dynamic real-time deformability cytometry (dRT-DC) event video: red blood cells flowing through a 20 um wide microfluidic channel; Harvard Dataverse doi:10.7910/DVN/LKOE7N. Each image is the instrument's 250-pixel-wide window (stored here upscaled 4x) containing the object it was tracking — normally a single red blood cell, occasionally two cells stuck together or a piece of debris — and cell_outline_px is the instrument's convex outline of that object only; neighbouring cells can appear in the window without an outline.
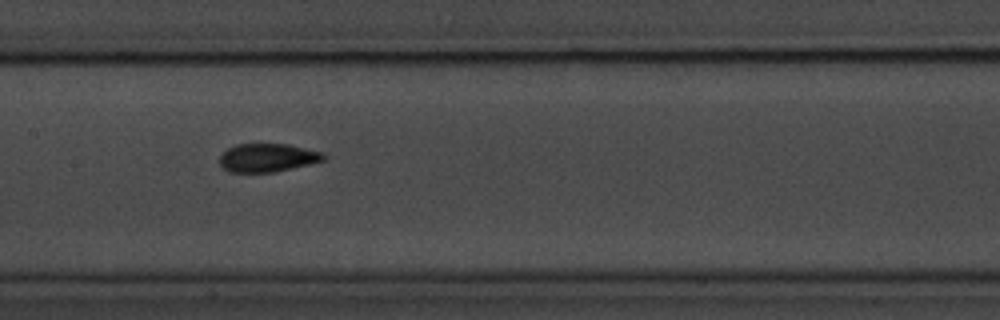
{"species": "common noctule bat (a hibernating species)", "species_latin": "Nyctalus noctula", "temperature_condition": "room temperature", "stored_images_in_passage": 11, "camera_frame_rate_fps": 3000, "um_per_image_px": 0.085, "animal": {"sex": "male", "body_mass_g": 20.1, "forearm_length_mm": 53.5}, "frame": {"image": 1, "passage_image": 7, "time_ms": 6.667, "image_size_px": [1000, 320], "cell_outline_px": [[324, 160], [308, 164], [272, 172], [228, 172], [220, 164], [220, 156], [228, 148], [236, 144], [288, 144], [324, 152]], "centroid_in_image_um": [22.72, 13.39], "position_along_channel_um": 184.7, "area_um2": 16.99}}